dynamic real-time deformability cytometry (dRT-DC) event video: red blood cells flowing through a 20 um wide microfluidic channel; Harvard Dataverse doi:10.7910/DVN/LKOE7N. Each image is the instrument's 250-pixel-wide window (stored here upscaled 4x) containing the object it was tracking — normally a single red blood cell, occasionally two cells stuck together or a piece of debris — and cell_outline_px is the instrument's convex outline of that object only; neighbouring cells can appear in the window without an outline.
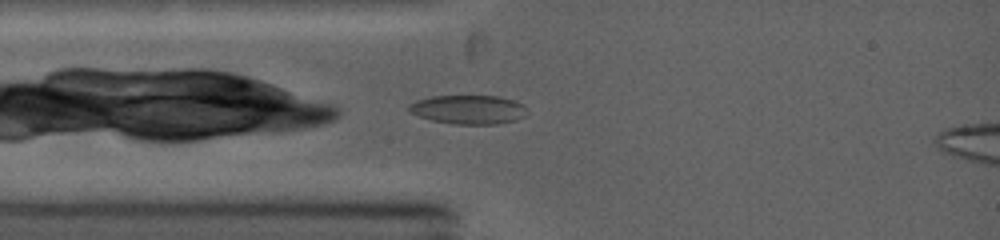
{"species": "common noctule bat (a hibernating species)", "species_latin": "Nyctalus noctula", "temperature_condition": "warm", "stored_images_in_passage": 14, "camera_frame_rate_fps": 5000, "um_per_image_px": 0.085, "animal": {"sex": "female", "body_mass_g": 19.0, "forearm_length_mm": 53.3}, "frame": {"image": 1, "passage_image": 1, "time_ms": 0.0, "image_size_px": [1000, 240], "cell_outline_px": [[528, 112], [524, 116], [516, 120], [496, 124], [452, 124], [432, 120], [408, 112], [408, 104], [416, 100], [432, 96], [500, 96], [516, 100], [524, 104]], "centroid_in_image_um": [39.83, 9.3], "position_along_channel_um": 45.2, "area_um2": 20.17}}
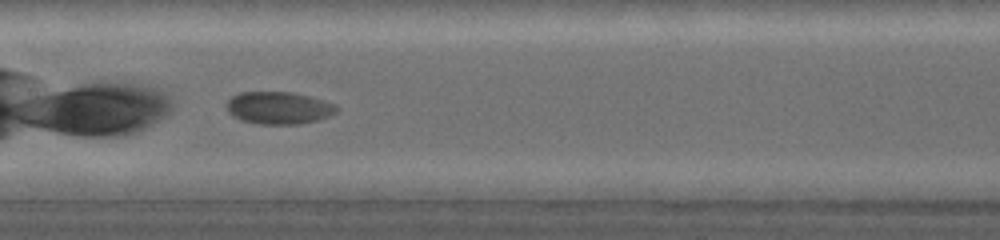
{"frame": {"image": 2, "passage_image": 10, "time_ms": 3.4, "image_size_px": [1000, 240], "cell_outline_px": [[340, 108], [336, 112], [328, 116], [316, 120], [300, 124], [260, 124], [240, 120], [232, 116], [228, 112], [228, 100], [232, 96], [240, 92], [292, 92], [308, 96], [336, 104]], "centroid_in_image_um": [23.69, 9.17], "position_along_channel_um": 183.7, "area_um2": 20.69}}